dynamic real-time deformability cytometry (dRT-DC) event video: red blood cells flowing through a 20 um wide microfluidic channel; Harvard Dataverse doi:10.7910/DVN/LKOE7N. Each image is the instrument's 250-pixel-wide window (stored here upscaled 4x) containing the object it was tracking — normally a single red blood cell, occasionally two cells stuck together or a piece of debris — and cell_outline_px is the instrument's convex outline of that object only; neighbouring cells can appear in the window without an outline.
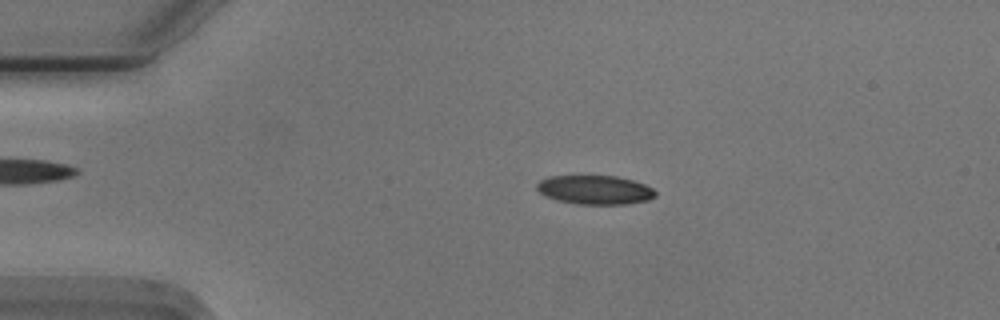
{"species": "Egyptian fruit bat (a non-hibernating species)", "species_latin": "Rousettus aegyptiacus", "temperature_condition": "cold", "stored_images_in_passage": 54, "camera_frame_rate_fps": 3000, "um_per_image_px": 0.085, "animal": {"sex": "male"}, "frame": {"image": 1, "passage_image": 11, "time_ms": 3.333, "image_size_px": [1000, 320], "cell_outline_px": [[656, 196], [648, 200], [628, 204], [576, 204], [556, 200], [544, 196], [536, 188], [536, 184], [540, 180], [548, 176], [616, 176], [632, 180], [644, 184], [652, 188], [656, 192]], "centroid_in_image_um": [50.55, 16.14], "position_along_channel_um": 34.5, "area_um2": 20.11}}
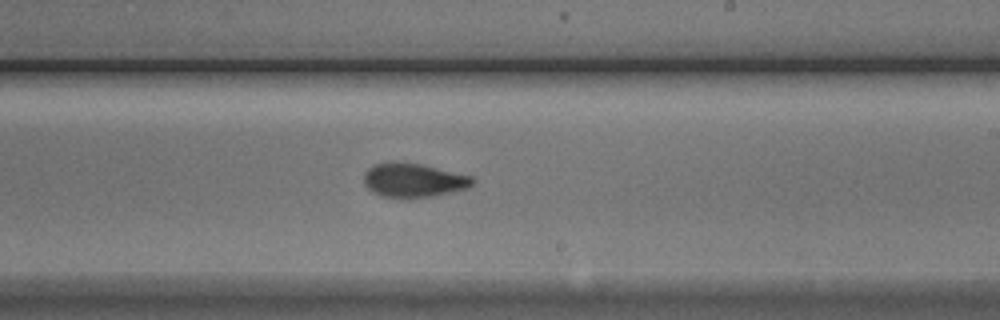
{"frame": {"image": 2, "passage_image": 32, "time_ms": 10.333, "image_size_px": [1000, 320], "cell_outline_px": [[476, 180], [468, 188], [452, 192], [432, 196], [380, 196], [372, 192], [364, 184], [364, 172], [368, 168], [376, 164], [392, 160], [420, 164], [472, 176]], "centroid_in_image_um": [35.13, 15.29], "position_along_channel_um": 253.9, "area_um2": 21.33}}
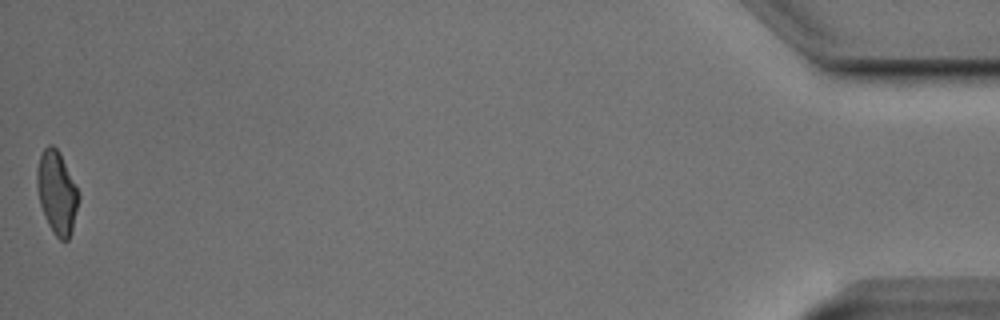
{"frame": {"image": 3, "passage_image": 54, "time_ms": 17.667, "image_size_px": [1000, 320], "cell_outline_px": [[80, 196], [72, 232], [68, 240], [60, 240], [52, 232], [48, 224], [40, 204], [36, 188], [36, 168], [40, 156], [44, 148], [48, 144], [52, 144], [60, 152], [80, 192]], "centroid_in_image_um": [4.84, 16.35], "position_along_channel_um": 430.4, "area_um2": 20.46}, "authors_computed_cell_mechanics": {"area_um2": 20.6346, "velocity_mm_per_s": 3.7449, "shape_relaxation_time_tau1_ms": 3.015, "shape_relaxation_time_tau2_ms": 1.5771, "deformation_change_tau1": 0.1322, "deformation_change_tau2": 0.0704}}